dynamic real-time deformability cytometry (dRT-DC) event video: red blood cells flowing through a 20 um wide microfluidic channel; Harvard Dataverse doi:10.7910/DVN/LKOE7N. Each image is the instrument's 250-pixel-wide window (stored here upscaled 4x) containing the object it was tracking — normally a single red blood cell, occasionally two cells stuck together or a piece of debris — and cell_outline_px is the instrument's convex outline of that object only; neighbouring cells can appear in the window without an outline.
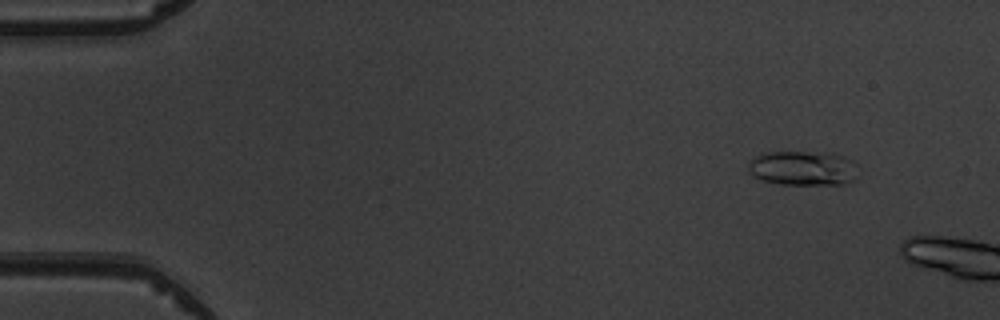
{"species": "common noctule bat (a hibernating species)", "species_latin": "Nyctalus noctula", "temperature_condition": "warm", "stored_images_in_passage": 3, "camera_frame_rate_fps": 3000, "um_per_image_px": 0.085, "animal": {"sex": "male", "body_mass_g": 19.5, "forearm_length_mm": 54.6}, "frame": {"image": 1, "passage_image": 2, "time_ms": 1.0, "image_size_px": [1000, 320], "cell_outline_px": [[856, 180], [848, 184], [780, 184], [764, 180], [752, 176], [748, 172], [748, 164], [756, 156], [764, 152], [828, 152], [844, 156], [852, 160], [856, 164]], "centroid_in_image_um": [68.28, 14.29], "position_along_channel_um": 16.7, "area_um2": 22.37}}